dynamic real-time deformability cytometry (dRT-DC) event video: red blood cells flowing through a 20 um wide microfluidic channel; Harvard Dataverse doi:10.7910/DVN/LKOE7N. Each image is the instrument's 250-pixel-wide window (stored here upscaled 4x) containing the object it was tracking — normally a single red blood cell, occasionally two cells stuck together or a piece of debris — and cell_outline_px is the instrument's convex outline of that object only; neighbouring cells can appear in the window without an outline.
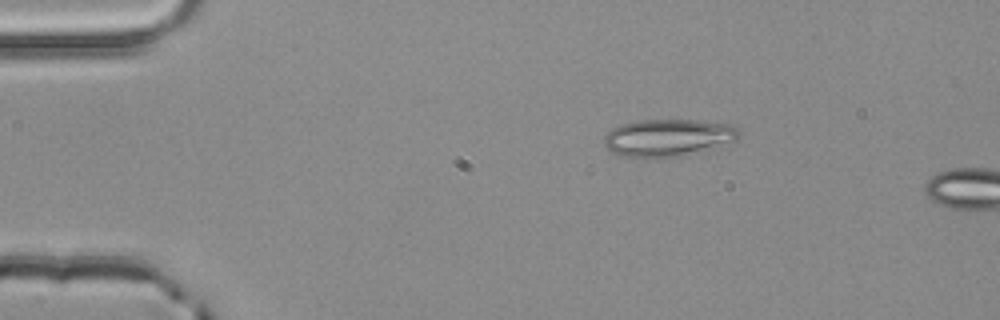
{"species": "common noctule bat (a hibernating species)", "species_latin": "Nyctalus noctula", "temperature_condition": "room temperature", "stored_images_in_passage": 3, "camera_frame_rate_fps": 3000, "um_per_image_px": 0.085, "animal": {"sex": "male", "body_mass_g": 20.4}, "frame": {"image": 1, "passage_image": 3, "time_ms": 0.667, "image_size_px": [1000, 320], "cell_outline_px": [[740, 136], [736, 140], [704, 152], [680, 156], [644, 160], [620, 156], [612, 152], [604, 144], [604, 136], [612, 128], [620, 124], [636, 120], [696, 120], [732, 124], [740, 132]], "centroid_in_image_um": [56.77, 11.73], "position_along_channel_um": 28.2, "area_um2": 30.23}}